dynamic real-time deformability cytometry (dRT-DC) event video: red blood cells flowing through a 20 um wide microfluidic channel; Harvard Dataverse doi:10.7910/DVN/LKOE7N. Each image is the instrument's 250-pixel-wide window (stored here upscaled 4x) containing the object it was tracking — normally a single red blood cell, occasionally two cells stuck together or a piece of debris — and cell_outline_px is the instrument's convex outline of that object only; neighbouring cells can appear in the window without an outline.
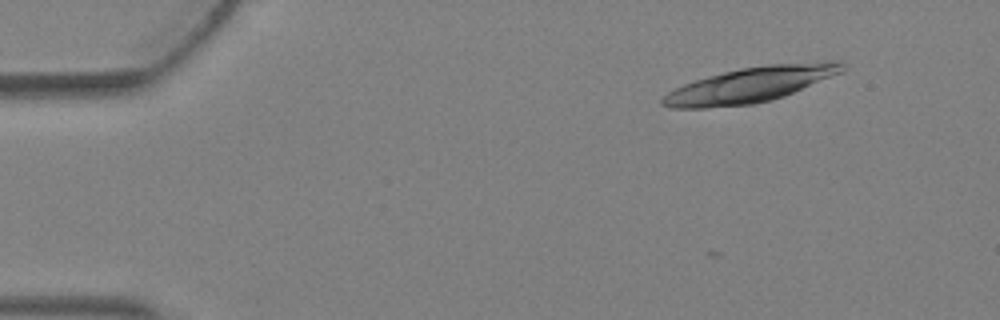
{"species": "Egyptian fruit bat (a non-hibernating species)", "species_latin": "Rousettus aegyptiacus", "temperature_condition": "warm", "stored_images_in_passage": 3, "camera_frame_rate_fps": 3000, "um_per_image_px": 0.085, "animal": {"sex": "female"}, "frame": {"image": 1, "passage_image": 1, "time_ms": 0.0, "image_size_px": [1000, 320], "cell_outline_px": [[844, 68], [840, 72], [784, 96], [772, 100], [756, 104], [704, 108], [672, 108], [660, 104], [660, 100], [668, 92], [684, 84], [708, 76], [740, 68], [768, 64], [832, 60], [836, 60], [844, 64]], "centroid_in_image_um": [63.76, 7.2], "position_along_channel_um": 21.2, "area_um2": 36.7}}